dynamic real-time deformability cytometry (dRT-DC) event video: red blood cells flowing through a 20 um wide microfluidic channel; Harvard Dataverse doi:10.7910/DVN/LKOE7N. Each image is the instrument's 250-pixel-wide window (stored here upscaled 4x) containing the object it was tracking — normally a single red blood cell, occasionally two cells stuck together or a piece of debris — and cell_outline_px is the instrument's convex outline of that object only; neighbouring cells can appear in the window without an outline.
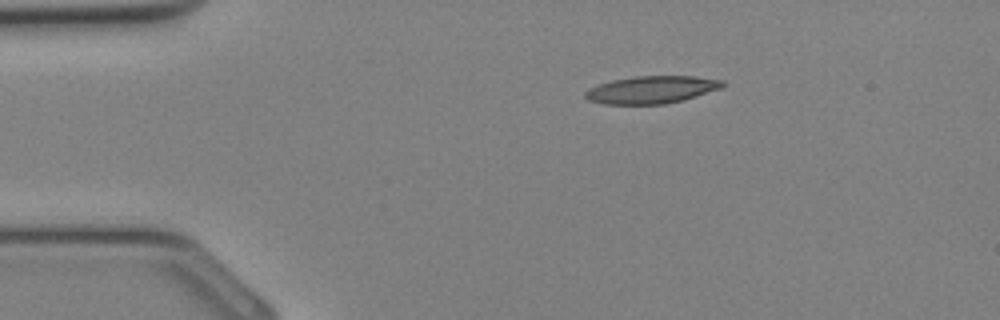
{"species": "Egyptian fruit bat (a non-hibernating species)", "species_latin": "Rousettus aegyptiacus", "temperature_condition": "cold", "stored_images_in_passage": 30, "camera_frame_rate_fps": 3000, "um_per_image_px": 0.085, "animal": {"sex": "female"}, "frame": {"image": 1, "passage_image": 2, "time_ms": 0.333, "image_size_px": [1000, 320], "cell_outline_px": [[724, 84], [720, 88], [684, 100], [664, 104], [604, 104], [588, 100], [584, 96], [584, 92], [588, 88], [612, 80], [636, 76], [692, 76], [724, 80]], "centroid_in_image_um": [55.35, 7.63], "position_along_channel_um": 29.6, "area_um2": 21.91}}
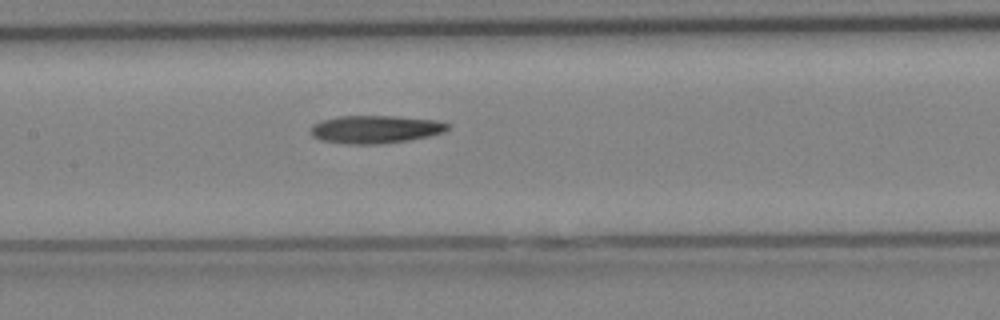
{"frame": {"image": 2, "passage_image": 12, "time_ms": 3.667, "image_size_px": [1000, 320], "cell_outline_px": [[448, 128], [444, 132], [428, 136], [408, 140], [380, 144], [348, 144], [320, 140], [312, 136], [312, 124], [324, 120], [340, 116], [396, 116], [436, 120], [448, 124]], "centroid_in_image_um": [31.9, 10.99], "position_along_channel_um": 175.5, "area_um2": 22.08}}
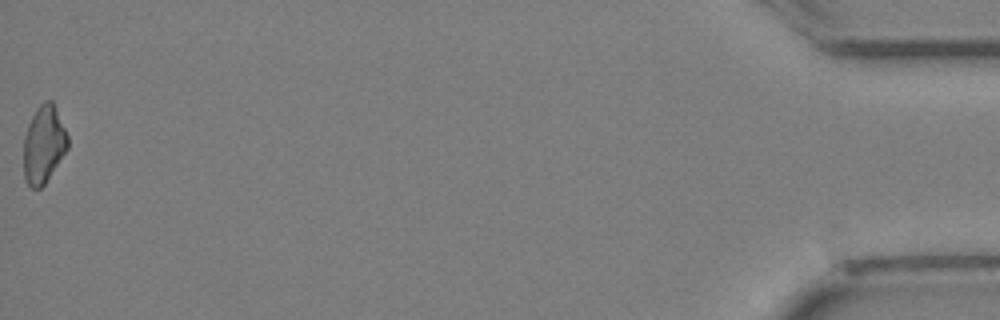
{"frame": {"image": 3, "passage_image": 30, "time_ms": 9.667, "image_size_px": [1000, 320], "cell_outline_px": [[68, 148], [44, 184], [40, 188], [32, 188], [24, 180], [24, 136], [28, 124], [36, 108], [44, 100], [52, 100], [68, 136]], "centroid_in_image_um": [3.7, 12.26], "position_along_channel_um": 431.5, "area_um2": 19.77}}